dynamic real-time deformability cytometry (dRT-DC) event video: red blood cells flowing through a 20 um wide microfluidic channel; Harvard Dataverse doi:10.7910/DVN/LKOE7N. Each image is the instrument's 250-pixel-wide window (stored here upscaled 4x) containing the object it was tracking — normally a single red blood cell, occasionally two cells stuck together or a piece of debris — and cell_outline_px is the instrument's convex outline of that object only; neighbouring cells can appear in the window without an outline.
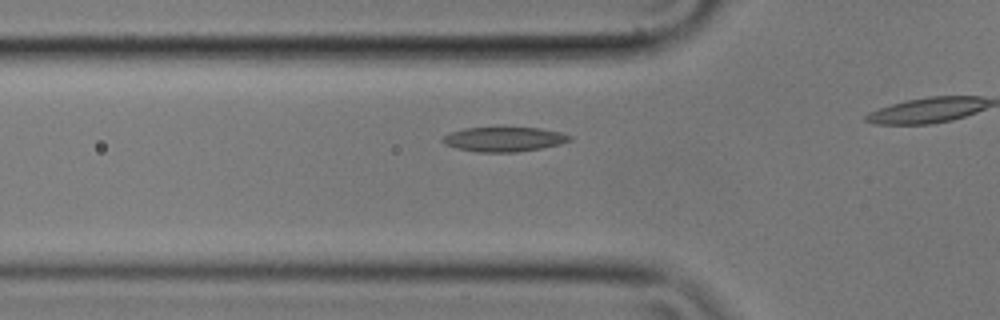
{"species": "common noctule bat (a hibernating species)", "species_latin": "Nyctalus noctula", "temperature_condition": "cold", "stored_images_in_passage": 17, "camera_frame_rate_fps": 3000, "um_per_image_px": 0.085, "animal": {"sex": "male", "body_mass_g": 17.9}, "frame": {"image": 1, "passage_image": 12, "time_ms": 3.667, "image_size_px": [1000, 320], "cell_outline_px": [[572, 140], [560, 144], [540, 148], [516, 152], [476, 152], [456, 148], [444, 144], [440, 140], [444, 136], [452, 132], [464, 128], [540, 128], [560, 132], [572, 136]], "centroid_in_image_um": [42.83, 11.84], "position_along_channel_um": 83.0, "area_um2": 18.09}}
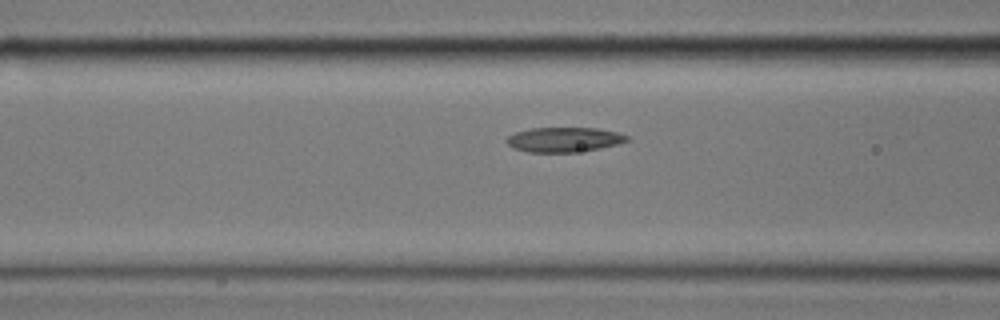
{"frame": {"image": 2, "passage_image": 15, "time_ms": 4.667, "image_size_px": [1000, 320], "cell_outline_px": [[632, 140], [620, 144], [600, 148], [576, 152], [528, 152], [512, 148], [504, 140], [508, 136], [516, 132], [532, 128], [596, 128], [616, 132], [628, 136]], "centroid_in_image_um": [47.96, 11.87], "position_along_channel_um": 118.6, "area_um2": 17.46}}